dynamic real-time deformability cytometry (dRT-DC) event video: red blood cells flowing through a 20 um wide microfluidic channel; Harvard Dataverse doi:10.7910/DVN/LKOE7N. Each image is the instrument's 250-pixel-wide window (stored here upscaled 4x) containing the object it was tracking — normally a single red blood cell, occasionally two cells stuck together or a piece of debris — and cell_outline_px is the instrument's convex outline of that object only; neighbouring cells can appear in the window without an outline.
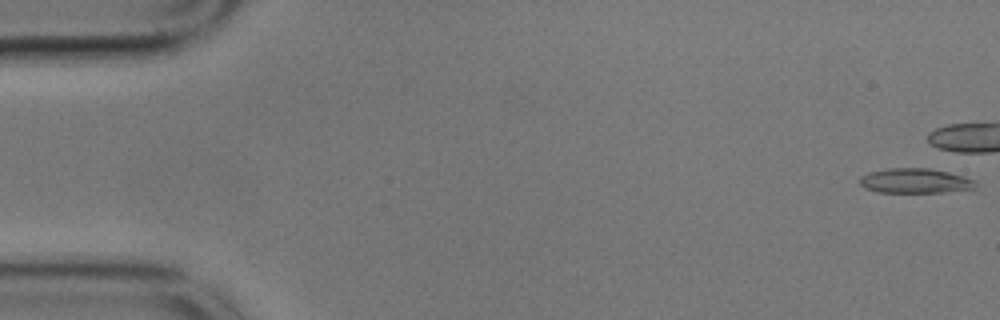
{"species": "common noctule bat (a hibernating species)", "species_latin": "Nyctalus noctula", "temperature_condition": "cold", "stored_images_in_passage": 7, "camera_frame_rate_fps": 3000, "um_per_image_px": 0.085, "animal": {"sex": "male", "body_mass_g": 17.9}, "frame": {"image": 1, "passage_image": 1, "time_ms": 0.0, "image_size_px": [1000, 320], "cell_outline_px": [[980, 184], [976, 188], [944, 192], [876, 192], [864, 188], [860, 184], [860, 176], [868, 172], [888, 168], [928, 168], [948, 172], [976, 180]], "centroid_in_image_um": [77.79, 15.37], "position_along_channel_um": 7.2, "area_um2": 16.88}}